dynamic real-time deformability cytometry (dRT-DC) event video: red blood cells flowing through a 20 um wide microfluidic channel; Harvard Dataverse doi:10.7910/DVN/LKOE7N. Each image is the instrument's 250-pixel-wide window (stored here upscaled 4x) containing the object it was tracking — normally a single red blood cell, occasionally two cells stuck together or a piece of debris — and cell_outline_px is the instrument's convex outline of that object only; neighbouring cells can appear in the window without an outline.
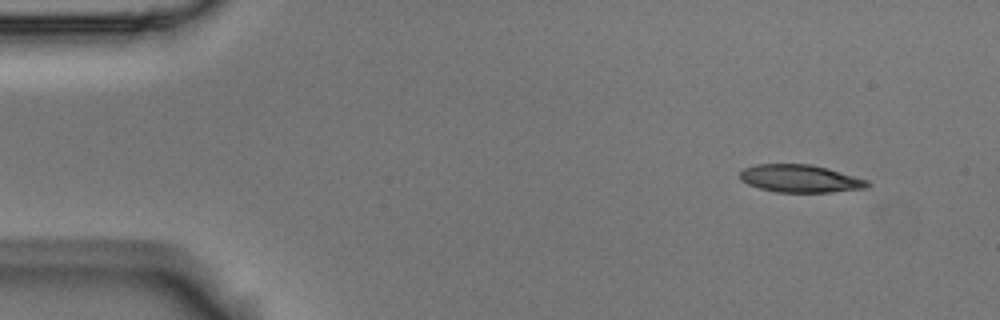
{"species": "Egyptian fruit bat (a non-hibernating species)", "species_latin": "Rousettus aegyptiacus", "temperature_condition": "room temperature", "stored_images_in_passage": 4, "segment_of_instrument_passage": [1, 2], "camera_frame_rate_fps": 3000, "um_per_image_px": 0.085, "animal": {"sex": "male"}, "frame": {"image": 1, "passage_image": 1, "time_ms": 0.0, "image_size_px": [1000, 320], "cell_outline_px": [[872, 184], [868, 188], [828, 192], [776, 192], [760, 188], [748, 184], [740, 180], [740, 172], [744, 168], [756, 164], [812, 164], [828, 168], [868, 180]], "centroid_in_image_um": [68.03, 15.17], "position_along_channel_um": 17.0, "area_um2": 20.63}}